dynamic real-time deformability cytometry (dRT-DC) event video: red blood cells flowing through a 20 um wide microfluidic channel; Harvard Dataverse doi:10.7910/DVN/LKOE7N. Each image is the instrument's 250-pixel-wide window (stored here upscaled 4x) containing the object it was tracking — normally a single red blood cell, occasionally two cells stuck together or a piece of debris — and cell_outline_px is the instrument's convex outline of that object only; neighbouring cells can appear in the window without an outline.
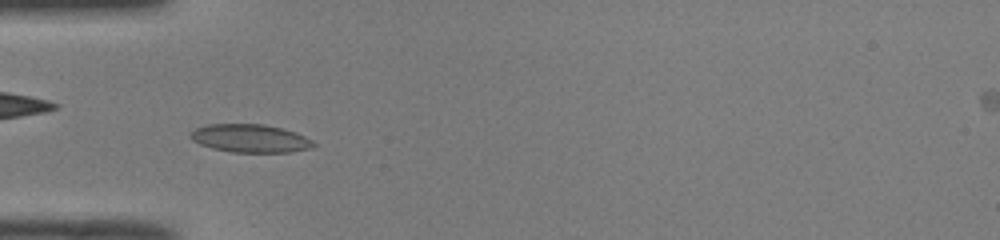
{"species": "common noctule bat (a hibernating species)", "species_latin": "Nyctalus noctula", "temperature_condition": "room temperature", "stored_images_in_passage": 36, "camera_frame_rate_fps": 3000, "um_per_image_px": 0.085, "animal": {"sex": "male", "body_mass_g": 19.0, "forearm_length_mm": 50.8}, "frame": {"image": 1, "passage_image": 1, "time_ms": 0.0, "image_size_px": [1000, 240], "cell_outline_px": [[316, 144], [312, 148], [288, 152], [232, 152], [212, 148], [200, 144], [192, 140], [188, 136], [188, 132], [196, 128], [208, 124], [264, 124], [284, 128], [296, 132], [312, 140]], "centroid_in_image_um": [21.25, 11.75], "position_along_channel_um": 63.7, "area_um2": 20.35}}
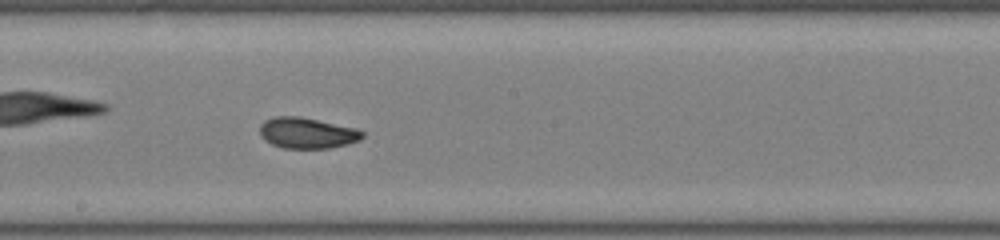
{"frame": {"image": 2, "passage_image": 13, "time_ms": 4.0, "image_size_px": [1000, 240], "cell_outline_px": [[364, 136], [360, 140], [348, 144], [328, 148], [284, 148], [272, 144], [264, 140], [260, 136], [260, 124], [264, 120], [276, 116], [300, 116], [356, 128], [364, 132]], "centroid_in_image_um": [26.09, 11.3], "position_along_channel_um": 222.1, "area_um2": 18.55}}
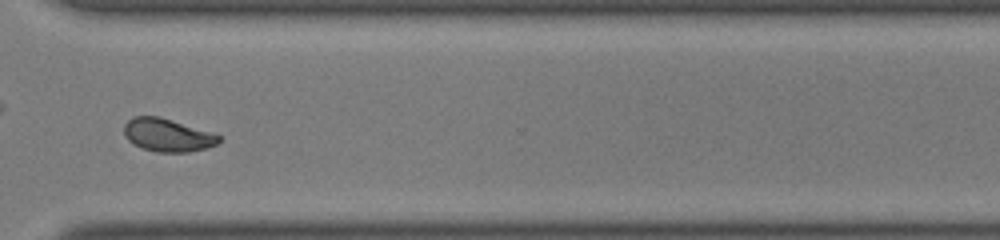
{"frame": {"image": 3, "passage_image": 23, "time_ms": 7.333, "image_size_px": [1000, 240], "cell_outline_px": [[220, 140], [216, 144], [208, 148], [188, 152], [156, 152], [140, 148], [132, 144], [124, 136], [124, 124], [132, 116], [160, 116], [220, 136]], "centroid_in_image_um": [14.17, 11.49], "position_along_channel_um": 356.4, "area_um2": 18.21}, "authors_computed_cell_mechanics": {"area_um2": 18.5538, "velocity_mm_per_s": 4.0031, "shape_relaxation_time_tau1_ms": 8.3301, "shape_relaxation_time_tau2_ms": 1.1584, "deformation_change_tau1": 0.2057, "deformation_change_tau2": 0.0583}}